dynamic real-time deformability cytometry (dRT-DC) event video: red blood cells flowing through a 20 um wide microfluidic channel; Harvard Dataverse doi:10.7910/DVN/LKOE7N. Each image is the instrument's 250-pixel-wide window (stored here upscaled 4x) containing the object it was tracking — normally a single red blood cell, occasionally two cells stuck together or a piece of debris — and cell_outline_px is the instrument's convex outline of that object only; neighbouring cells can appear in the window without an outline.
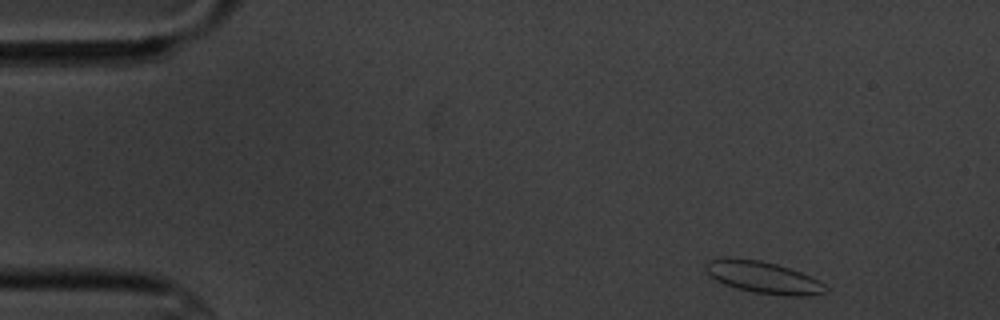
{"species": "common noctule bat (a hibernating species)", "species_latin": "Nyctalus noctula", "temperature_condition": "cold", "stored_images_in_passage": 5, "camera_frame_rate_fps": 3000, "um_per_image_px": 0.085, "animal": {"sex": "male", "body_mass_g": 20.1, "forearm_length_mm": 53.5}, "frame": {"image": 1, "passage_image": 1, "time_ms": 0.0, "image_size_px": [1000, 320], "cell_outline_px": [[828, 292], [812, 296], [784, 296], [752, 292], [736, 288], [724, 284], [716, 280], [704, 272], [704, 264], [708, 260], [724, 256], [728, 256], [760, 260], [776, 264], [800, 272], [824, 284], [828, 288]], "centroid_in_image_um": [64.81, 23.57], "position_along_channel_um": 20.2, "area_um2": 22.72}}
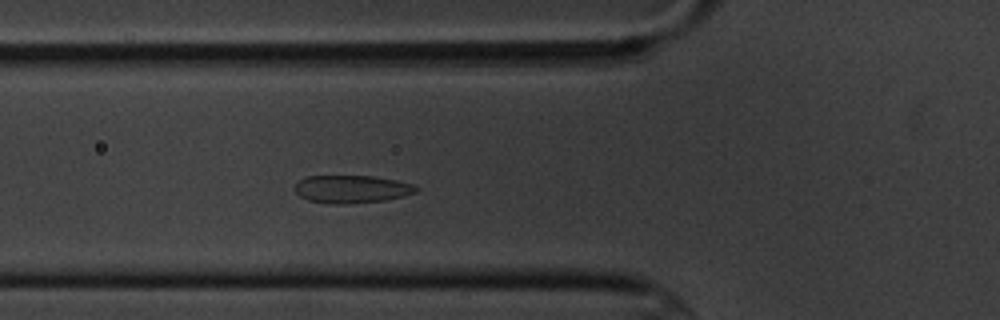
{"frame": {"image": 2, "passage_image": 5, "time_ms": 4.667, "image_size_px": [1000, 320], "cell_outline_px": [[420, 188], [416, 192], [404, 196], [384, 200], [348, 204], [328, 204], [308, 200], [300, 196], [292, 188], [296, 180], [308, 176], [372, 176], [396, 180], [412, 184]], "centroid_in_image_um": [29.84, 16.07], "position_along_channel_um": 96.0, "area_um2": 19.88}}